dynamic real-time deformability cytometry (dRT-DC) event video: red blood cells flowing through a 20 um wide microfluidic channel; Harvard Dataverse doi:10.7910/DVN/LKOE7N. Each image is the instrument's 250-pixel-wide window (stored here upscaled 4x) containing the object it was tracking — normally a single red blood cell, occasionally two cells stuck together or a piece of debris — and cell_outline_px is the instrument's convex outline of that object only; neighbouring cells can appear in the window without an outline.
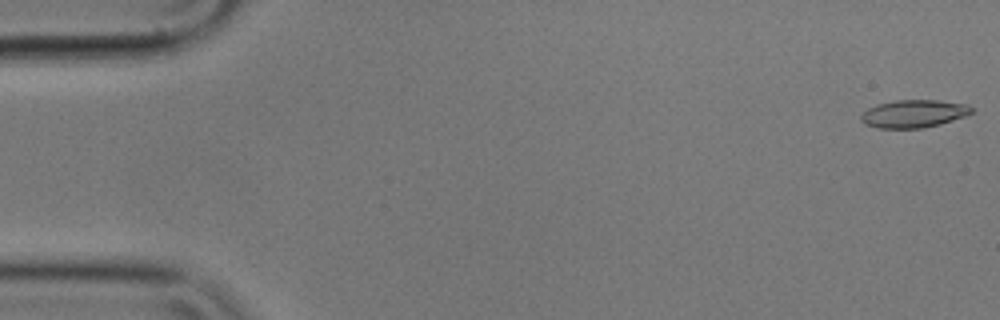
{"species": "common noctule bat (a hibernating species)", "species_latin": "Nyctalus noctula", "temperature_condition": "cold", "stored_images_in_passage": 4, "camera_frame_rate_fps": 3000, "um_per_image_px": 0.085, "animal": {"sex": "male", "body_mass_g": 17.9}, "frame": {"image": 1, "passage_image": 1, "time_ms": 0.0, "image_size_px": [1000, 320], "cell_outline_px": [[972, 112], [964, 116], [940, 124], [920, 128], [876, 128], [864, 124], [860, 120], [860, 116], [868, 108], [876, 104], [896, 100], [940, 100], [968, 104], [972, 108]], "centroid_in_image_um": [77.63, 9.66], "position_along_channel_um": 7.4, "area_um2": 17.92}}